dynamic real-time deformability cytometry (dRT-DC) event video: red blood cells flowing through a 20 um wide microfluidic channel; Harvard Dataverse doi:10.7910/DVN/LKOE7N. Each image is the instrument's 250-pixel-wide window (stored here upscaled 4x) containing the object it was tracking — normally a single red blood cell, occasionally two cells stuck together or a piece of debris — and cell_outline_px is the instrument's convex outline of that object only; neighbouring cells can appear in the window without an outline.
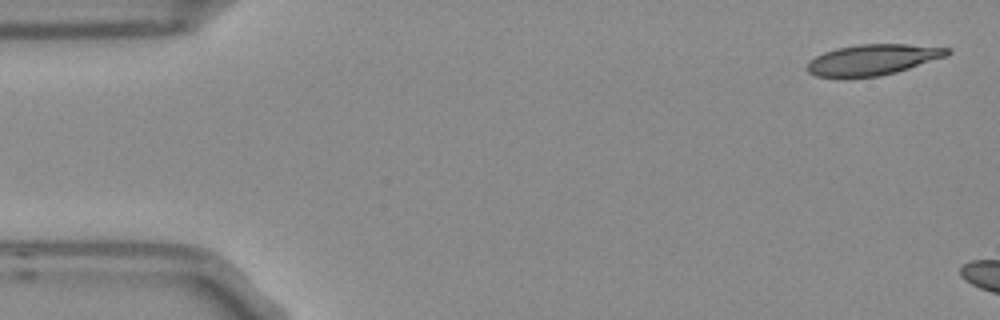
{"species": "Egyptian fruit bat (a non-hibernating species)", "species_latin": "Rousettus aegyptiacus", "temperature_condition": "room temperature", "stored_images_in_passage": 3, "camera_frame_rate_fps": 3000, "um_per_image_px": 0.085, "frame": {"image": 1, "passage_image": 1, "time_ms": 0.0, "image_size_px": [1000, 320], "cell_outline_px": [[952, 52], [948, 56], [896, 72], [880, 76], [844, 80], [816, 76], [808, 72], [804, 68], [808, 60], [824, 52], [836, 48], [860, 44], [908, 44], [952, 48]], "centroid_in_image_um": [74.13, 5.11], "position_along_channel_um": 10.9, "area_um2": 26.01}}